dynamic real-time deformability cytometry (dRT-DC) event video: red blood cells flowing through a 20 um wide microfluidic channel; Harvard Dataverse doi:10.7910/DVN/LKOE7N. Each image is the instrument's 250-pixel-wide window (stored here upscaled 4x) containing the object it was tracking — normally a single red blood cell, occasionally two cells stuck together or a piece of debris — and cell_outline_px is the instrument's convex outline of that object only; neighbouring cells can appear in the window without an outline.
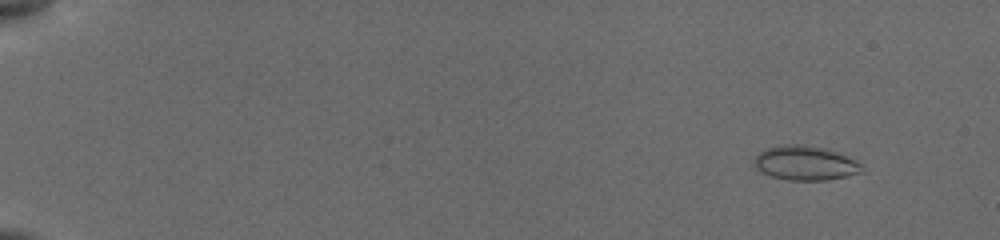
{"species": "common noctule bat (a hibernating species)", "species_latin": "Nyctalus noctula", "temperature_condition": "cold", "stored_images_in_passage": 38, "camera_frame_rate_fps": 3000, "um_per_image_px": 0.085, "animal": {"sex": "female", "body_mass_g": 19.5, "forearm_length_mm": 54.1}, "frame": {"image": 1, "passage_image": 8, "time_ms": 1.667, "image_size_px": [1000, 240], "cell_outline_px": [[864, 172], [848, 176], [824, 180], [788, 180], [772, 176], [760, 172], [752, 164], [756, 156], [760, 152], [768, 148], [788, 144], [796, 144], [820, 148], [836, 152], [856, 160], [860, 164]], "centroid_in_image_um": [68.43, 13.88], "position_along_channel_um": 16.6, "area_um2": 21.27}}
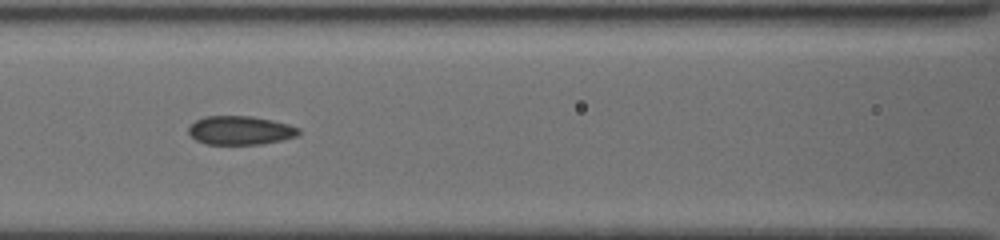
{"frame": {"image": 2, "passage_image": 32, "time_ms": 9.0, "image_size_px": [1000, 240], "cell_outline_px": [[300, 132], [296, 136], [280, 140], [260, 144], [204, 144], [196, 140], [188, 132], [188, 128], [196, 120], [204, 116], [252, 116], [272, 120], [288, 124], [300, 128]], "centroid_in_image_um": [20.41, 11.07], "position_along_channel_um": 146.2, "area_um2": 18.38}}
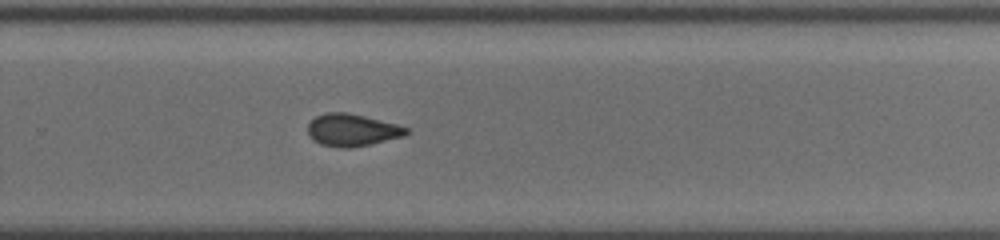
{"frame": {"image": 3, "passage_image": 38, "time_ms": 13.0, "image_size_px": [1000, 240], "cell_outline_px": [[408, 132], [404, 136], [372, 144], [352, 148], [340, 148], [320, 144], [312, 140], [308, 132], [308, 124], [316, 116], [328, 112], [344, 112], [364, 116], [400, 124], [408, 128]], "centroid_in_image_um": [29.94, 11.06], "position_along_channel_um": 299.9, "area_um2": 18.67}}